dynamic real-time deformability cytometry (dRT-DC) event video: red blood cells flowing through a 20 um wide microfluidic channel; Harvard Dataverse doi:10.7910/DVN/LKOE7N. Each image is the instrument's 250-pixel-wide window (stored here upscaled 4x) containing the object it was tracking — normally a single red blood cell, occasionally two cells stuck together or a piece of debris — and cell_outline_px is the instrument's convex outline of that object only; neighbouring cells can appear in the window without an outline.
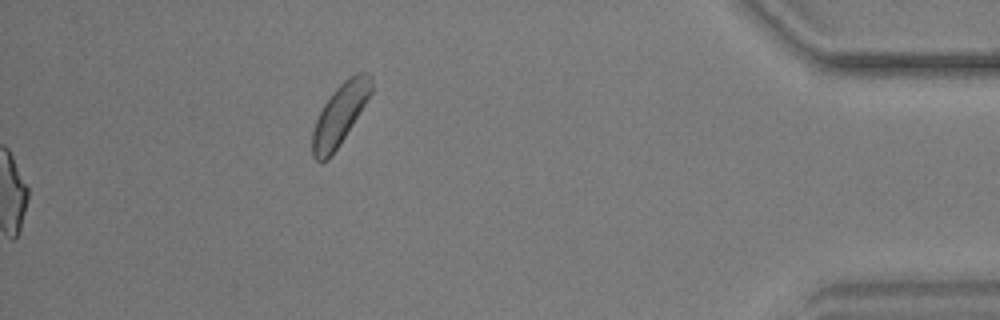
{"species": "common noctule bat (a hibernating species)", "species_latin": "Nyctalus noctula", "temperature_condition": "warm", "stored_images_in_passage": 49, "camera_frame_rate_fps": 3000, "um_per_image_px": 0.085, "animal": {"sex": "male", "body_mass_g": 17.9, "forearm_length_mm": 54.2}, "frame": {"image": 1, "passage_image": 49, "time_ms": 16.0, "image_size_px": [1000, 320], "cell_outline_px": [[372, 92], [340, 144], [328, 160], [316, 160], [312, 156], [312, 132], [316, 120], [324, 104], [332, 92], [344, 80], [356, 72], [368, 72], [372, 76]], "centroid_in_image_um": [28.89, 9.7], "position_along_channel_um": 406.3, "area_um2": 20.69}}